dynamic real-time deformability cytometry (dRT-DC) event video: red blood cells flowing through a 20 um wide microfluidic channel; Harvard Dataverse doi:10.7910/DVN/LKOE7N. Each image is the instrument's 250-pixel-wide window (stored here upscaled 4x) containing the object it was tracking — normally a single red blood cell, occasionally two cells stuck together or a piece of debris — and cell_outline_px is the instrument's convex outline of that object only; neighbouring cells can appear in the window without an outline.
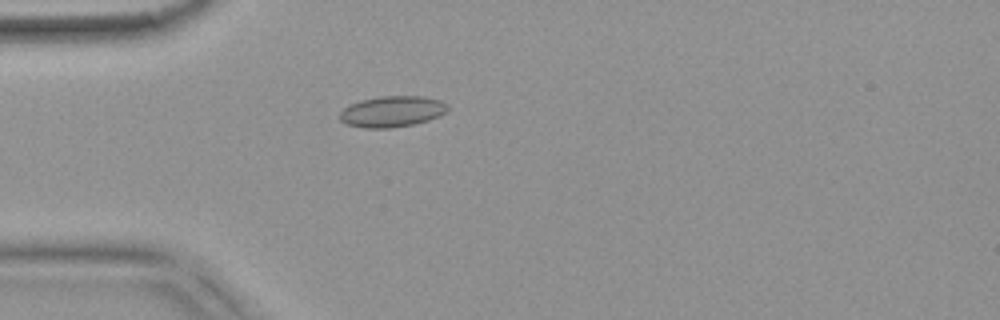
{"species": "common noctule bat (a hibernating species)", "species_latin": "Nyctalus noctula", "temperature_condition": "warm", "stored_images_in_passage": 54, "camera_frame_rate_fps": 3000, "um_per_image_px": 0.085, "animal": {"sex": "female", "body_mass_g": 18.4}, "frame": {"image": 1, "passage_image": 16, "time_ms": 5.0, "image_size_px": [1000, 320], "cell_outline_px": [[448, 112], [440, 116], [428, 120], [412, 124], [392, 128], [364, 128], [348, 124], [340, 120], [340, 112], [344, 108], [360, 100], [380, 96], [420, 96], [440, 100], [448, 104]], "centroid_in_image_um": [33.36, 9.47], "position_along_channel_um": 51.6, "area_um2": 19.48}}
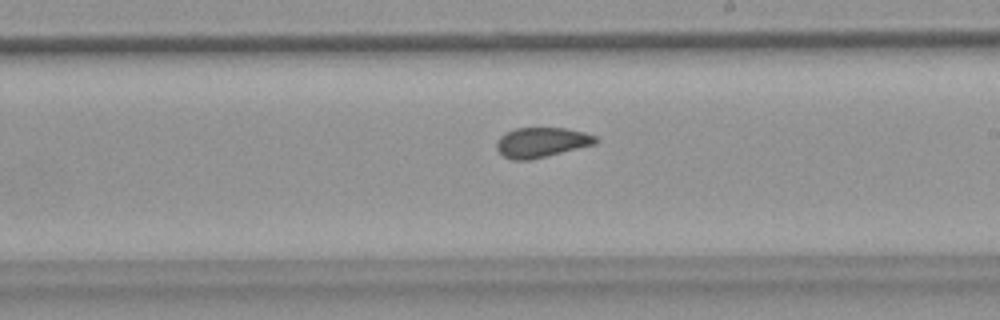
{"frame": {"image": 2, "passage_image": 32, "time_ms": 10.333, "image_size_px": [1000, 320], "cell_outline_px": [[596, 144], [532, 160], [512, 160], [504, 156], [496, 148], [496, 140], [504, 132], [516, 128], [564, 128], [584, 132], [596, 136]], "centroid_in_image_um": [46.0, 12.1], "position_along_channel_um": 243.0, "area_um2": 17.4}}
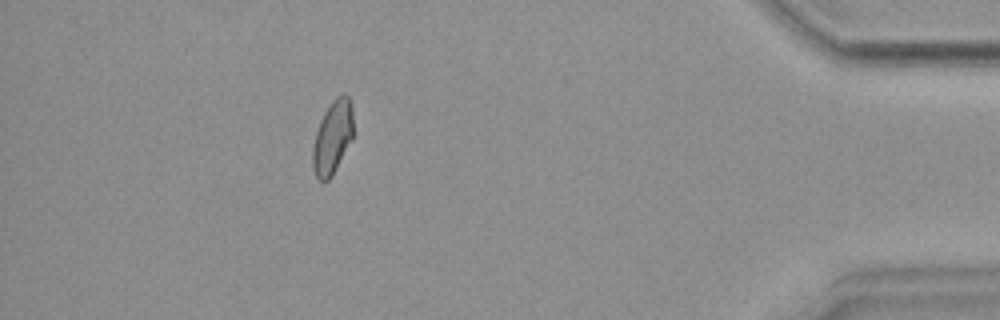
{"frame": {"image": 3, "passage_image": 49, "time_ms": 16.0, "image_size_px": [1000, 320], "cell_outline_px": [[352, 140], [332, 176], [328, 180], [320, 180], [316, 176], [312, 168], [312, 148], [316, 132], [320, 120], [324, 112], [332, 100], [336, 96], [348, 96], [352, 104]], "centroid_in_image_um": [28.25, 11.68], "position_along_channel_um": 406.9, "area_um2": 17.28}, "authors_computed_cell_mechanics": {"area_um2": 18.0625, "velocity_mm_per_s": 3.7752, "shape_relaxation_time_tau1_ms": null, "shape_relaxation_time_tau2_ms": 1.521, "deformation_change_tau1": null, "deformation_change_tau2": 0.0569}}